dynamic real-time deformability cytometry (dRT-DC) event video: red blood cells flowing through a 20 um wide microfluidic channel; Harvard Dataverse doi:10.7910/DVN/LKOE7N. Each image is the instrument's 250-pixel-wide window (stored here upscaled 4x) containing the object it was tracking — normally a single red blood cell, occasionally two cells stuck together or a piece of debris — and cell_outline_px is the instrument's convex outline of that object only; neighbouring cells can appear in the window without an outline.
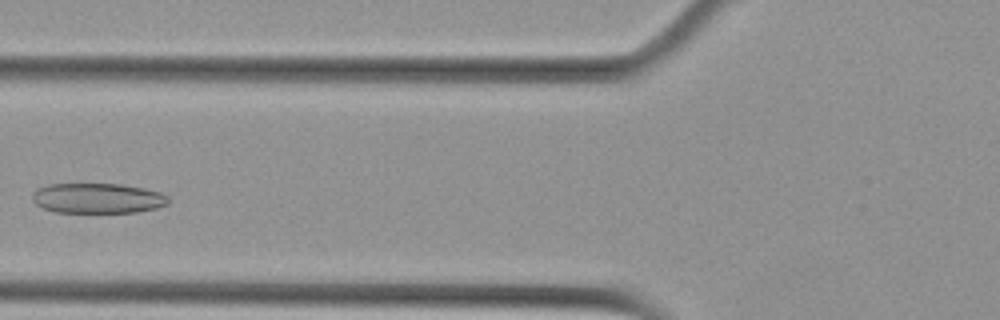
{"species": "Egyptian fruit bat (a non-hibernating species)", "species_latin": "Rousettus aegyptiacus", "temperature_condition": "cold", "stored_images_in_passage": 5, "camera_frame_rate_fps": 3000, "um_per_image_px": 0.085, "animal": {"sex": "female"}, "frame": {"image": 1, "passage_image": 4, "time_ms": 1.0, "image_size_px": [1000, 320], "cell_outline_px": [[168, 204], [156, 208], [136, 212], [56, 212], [44, 208], [36, 204], [32, 200], [32, 192], [36, 188], [48, 184], [120, 184], [144, 188], [160, 192], [168, 196]], "centroid_in_image_um": [8.28, 16.84], "position_along_channel_um": 117.5, "area_um2": 23.93}}
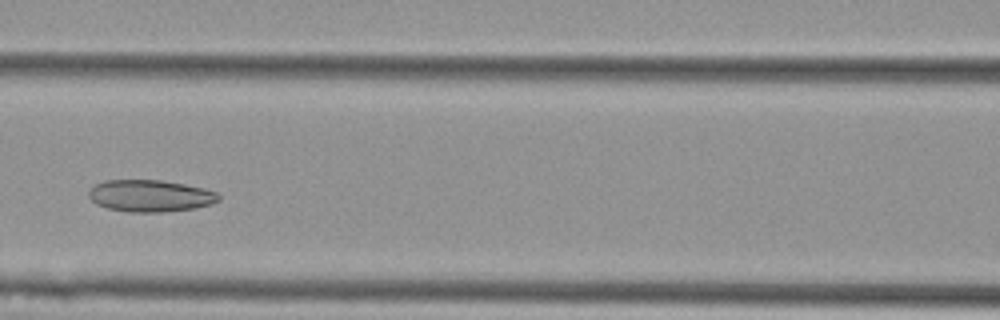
{"frame": {"image": 2, "passage_image": 5, "time_ms": 1.333, "image_size_px": [1000, 320], "cell_outline_px": [[220, 200], [212, 204], [196, 208], [160, 212], [128, 212], [108, 208], [96, 204], [88, 196], [88, 192], [96, 184], [104, 180], [160, 180], [184, 184], [204, 188], [216, 192], [220, 196]], "centroid_in_image_um": [12.78, 16.65], "position_along_channel_um": 153.8, "area_um2": 24.16}}